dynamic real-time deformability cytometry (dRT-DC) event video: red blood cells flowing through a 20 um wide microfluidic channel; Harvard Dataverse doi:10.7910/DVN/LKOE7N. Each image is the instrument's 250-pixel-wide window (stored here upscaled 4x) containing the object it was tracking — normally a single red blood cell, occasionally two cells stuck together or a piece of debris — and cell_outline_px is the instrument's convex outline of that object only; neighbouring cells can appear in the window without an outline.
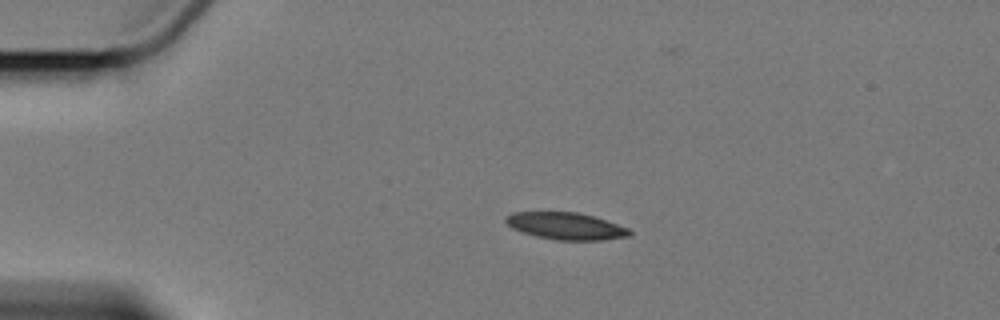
{"species": "Egyptian fruit bat (a non-hibernating species)", "species_latin": "Rousettus aegyptiacus", "temperature_condition": "cold", "stored_images_in_passage": 7, "camera_frame_rate_fps": 3000, "um_per_image_px": 0.085, "animal": {"sex": "female"}, "frame": {"image": 1, "passage_image": 1, "time_ms": 0.0, "image_size_px": [1000, 320], "cell_outline_px": [[632, 236], [600, 240], [556, 240], [536, 236], [512, 228], [504, 220], [512, 212], [576, 212], [592, 216], [628, 228], [632, 232]], "centroid_in_image_um": [48.11, 19.22], "position_along_channel_um": 36.9, "area_um2": 19.25}}
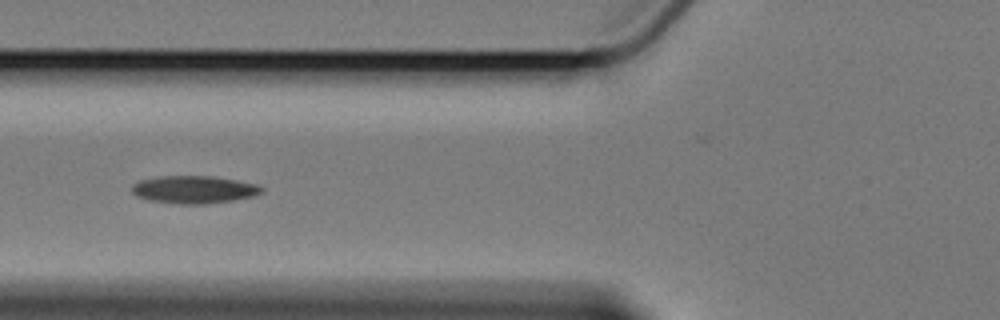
{"frame": {"image": 2, "passage_image": 4, "time_ms": 3.333, "image_size_px": [1000, 320], "cell_outline_px": [[264, 192], [252, 196], [236, 200], [208, 204], [176, 204], [148, 200], [136, 196], [132, 192], [132, 184], [140, 180], [160, 176], [212, 176], [236, 180], [256, 184], [264, 188]], "centroid_in_image_um": [16.49, 16.12], "position_along_channel_um": 109.3, "area_um2": 21.1}}
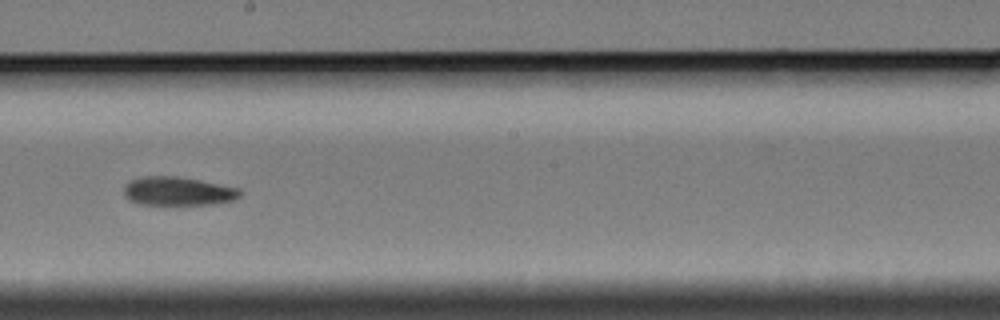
{"frame": {"image": 3, "passage_image": 7, "time_ms": 7.0, "image_size_px": [1000, 320], "cell_outline_px": [[240, 196], [236, 200], [212, 204], [140, 204], [128, 200], [124, 196], [124, 184], [140, 176], [176, 176], [200, 180], [240, 188]], "centroid_in_image_um": [15.11, 16.24], "position_along_channel_um": 233.1, "area_um2": 19.48}}